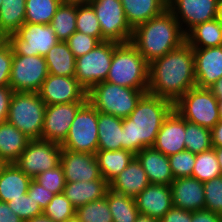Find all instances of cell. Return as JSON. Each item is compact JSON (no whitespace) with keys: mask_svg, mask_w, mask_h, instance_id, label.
Wrapping results in <instances>:
<instances>
[{"mask_svg":"<svg viewBox=\"0 0 222 222\" xmlns=\"http://www.w3.org/2000/svg\"><path fill=\"white\" fill-rule=\"evenodd\" d=\"M194 87V51L187 42L149 64L148 93L175 103Z\"/></svg>","mask_w":222,"mask_h":222,"instance_id":"obj_1","label":"cell"},{"mask_svg":"<svg viewBox=\"0 0 222 222\" xmlns=\"http://www.w3.org/2000/svg\"><path fill=\"white\" fill-rule=\"evenodd\" d=\"M174 103L168 99L145 93L132 113L123 118V142L121 149L137 154L144 148L153 147L157 134Z\"/></svg>","mask_w":222,"mask_h":222,"instance_id":"obj_2","label":"cell"},{"mask_svg":"<svg viewBox=\"0 0 222 222\" xmlns=\"http://www.w3.org/2000/svg\"><path fill=\"white\" fill-rule=\"evenodd\" d=\"M130 42L150 64L180 47L186 42V34L173 13L166 9L162 14L136 26Z\"/></svg>","mask_w":222,"mask_h":222,"instance_id":"obj_3","label":"cell"},{"mask_svg":"<svg viewBox=\"0 0 222 222\" xmlns=\"http://www.w3.org/2000/svg\"><path fill=\"white\" fill-rule=\"evenodd\" d=\"M106 81L123 87L148 90L149 63L131 43H119L113 57Z\"/></svg>","mask_w":222,"mask_h":222,"instance_id":"obj_4","label":"cell"},{"mask_svg":"<svg viewBox=\"0 0 222 222\" xmlns=\"http://www.w3.org/2000/svg\"><path fill=\"white\" fill-rule=\"evenodd\" d=\"M148 90H138L107 81L97 83L87 92L88 102L98 111L126 118Z\"/></svg>","mask_w":222,"mask_h":222,"instance_id":"obj_5","label":"cell"},{"mask_svg":"<svg viewBox=\"0 0 222 222\" xmlns=\"http://www.w3.org/2000/svg\"><path fill=\"white\" fill-rule=\"evenodd\" d=\"M46 105L36 92H14L7 121L31 140L41 139Z\"/></svg>","mask_w":222,"mask_h":222,"instance_id":"obj_6","label":"cell"},{"mask_svg":"<svg viewBox=\"0 0 222 222\" xmlns=\"http://www.w3.org/2000/svg\"><path fill=\"white\" fill-rule=\"evenodd\" d=\"M174 109L186 121L210 130L220 121L218 99L209 88L189 89L174 103Z\"/></svg>","mask_w":222,"mask_h":222,"instance_id":"obj_7","label":"cell"},{"mask_svg":"<svg viewBox=\"0 0 222 222\" xmlns=\"http://www.w3.org/2000/svg\"><path fill=\"white\" fill-rule=\"evenodd\" d=\"M98 111L87 101L77 112L62 149L96 154L98 148Z\"/></svg>","mask_w":222,"mask_h":222,"instance_id":"obj_8","label":"cell"},{"mask_svg":"<svg viewBox=\"0 0 222 222\" xmlns=\"http://www.w3.org/2000/svg\"><path fill=\"white\" fill-rule=\"evenodd\" d=\"M115 41L100 42L87 54L76 58L75 78L88 92L94 85L106 81L115 47Z\"/></svg>","mask_w":222,"mask_h":222,"instance_id":"obj_9","label":"cell"},{"mask_svg":"<svg viewBox=\"0 0 222 222\" xmlns=\"http://www.w3.org/2000/svg\"><path fill=\"white\" fill-rule=\"evenodd\" d=\"M14 55L45 56L59 40L50 24L25 22L14 34L7 37Z\"/></svg>","mask_w":222,"mask_h":222,"instance_id":"obj_10","label":"cell"},{"mask_svg":"<svg viewBox=\"0 0 222 222\" xmlns=\"http://www.w3.org/2000/svg\"><path fill=\"white\" fill-rule=\"evenodd\" d=\"M48 74L45 56L14 55L9 86L14 92L38 93Z\"/></svg>","mask_w":222,"mask_h":222,"instance_id":"obj_11","label":"cell"},{"mask_svg":"<svg viewBox=\"0 0 222 222\" xmlns=\"http://www.w3.org/2000/svg\"><path fill=\"white\" fill-rule=\"evenodd\" d=\"M62 147L59 143L41 139L30 140L15 162L32 179L60 165Z\"/></svg>","mask_w":222,"mask_h":222,"instance_id":"obj_12","label":"cell"},{"mask_svg":"<svg viewBox=\"0 0 222 222\" xmlns=\"http://www.w3.org/2000/svg\"><path fill=\"white\" fill-rule=\"evenodd\" d=\"M99 20L102 36L107 41L130 42L133 29L127 23L120 0H89Z\"/></svg>","mask_w":222,"mask_h":222,"instance_id":"obj_13","label":"cell"},{"mask_svg":"<svg viewBox=\"0 0 222 222\" xmlns=\"http://www.w3.org/2000/svg\"><path fill=\"white\" fill-rule=\"evenodd\" d=\"M38 94L45 105L87 102V91L74 76L48 74Z\"/></svg>","mask_w":222,"mask_h":222,"instance_id":"obj_14","label":"cell"},{"mask_svg":"<svg viewBox=\"0 0 222 222\" xmlns=\"http://www.w3.org/2000/svg\"><path fill=\"white\" fill-rule=\"evenodd\" d=\"M168 9L173 13L182 31L186 34L195 25L217 18L219 1L168 0Z\"/></svg>","mask_w":222,"mask_h":222,"instance_id":"obj_15","label":"cell"},{"mask_svg":"<svg viewBox=\"0 0 222 222\" xmlns=\"http://www.w3.org/2000/svg\"><path fill=\"white\" fill-rule=\"evenodd\" d=\"M86 102L46 105L41 140L61 144L68 135L78 110Z\"/></svg>","mask_w":222,"mask_h":222,"instance_id":"obj_16","label":"cell"},{"mask_svg":"<svg viewBox=\"0 0 222 222\" xmlns=\"http://www.w3.org/2000/svg\"><path fill=\"white\" fill-rule=\"evenodd\" d=\"M60 165L66 182H88L102 178L95 154L62 149Z\"/></svg>","mask_w":222,"mask_h":222,"instance_id":"obj_17","label":"cell"},{"mask_svg":"<svg viewBox=\"0 0 222 222\" xmlns=\"http://www.w3.org/2000/svg\"><path fill=\"white\" fill-rule=\"evenodd\" d=\"M193 51L196 87L210 88L222 78V46Z\"/></svg>","mask_w":222,"mask_h":222,"instance_id":"obj_18","label":"cell"},{"mask_svg":"<svg viewBox=\"0 0 222 222\" xmlns=\"http://www.w3.org/2000/svg\"><path fill=\"white\" fill-rule=\"evenodd\" d=\"M140 214L160 220L172 207L170 185L149 184L135 197Z\"/></svg>","mask_w":222,"mask_h":222,"instance_id":"obj_19","label":"cell"},{"mask_svg":"<svg viewBox=\"0 0 222 222\" xmlns=\"http://www.w3.org/2000/svg\"><path fill=\"white\" fill-rule=\"evenodd\" d=\"M185 119L173 109L164 120L153 147L166 156L186 150Z\"/></svg>","mask_w":222,"mask_h":222,"instance_id":"obj_20","label":"cell"},{"mask_svg":"<svg viewBox=\"0 0 222 222\" xmlns=\"http://www.w3.org/2000/svg\"><path fill=\"white\" fill-rule=\"evenodd\" d=\"M174 207L189 211L204 209V184L194 177L177 178L170 184Z\"/></svg>","mask_w":222,"mask_h":222,"instance_id":"obj_21","label":"cell"},{"mask_svg":"<svg viewBox=\"0 0 222 222\" xmlns=\"http://www.w3.org/2000/svg\"><path fill=\"white\" fill-rule=\"evenodd\" d=\"M135 157L146 172L150 184L170 185L174 180L168 156L154 147L142 149Z\"/></svg>","mask_w":222,"mask_h":222,"instance_id":"obj_22","label":"cell"},{"mask_svg":"<svg viewBox=\"0 0 222 222\" xmlns=\"http://www.w3.org/2000/svg\"><path fill=\"white\" fill-rule=\"evenodd\" d=\"M150 184L147 174L136 157L110 183L114 192L135 198Z\"/></svg>","mask_w":222,"mask_h":222,"instance_id":"obj_23","label":"cell"},{"mask_svg":"<svg viewBox=\"0 0 222 222\" xmlns=\"http://www.w3.org/2000/svg\"><path fill=\"white\" fill-rule=\"evenodd\" d=\"M108 189L109 183L102 177L101 179L88 182H66L63 194L75 208H78L103 198Z\"/></svg>","mask_w":222,"mask_h":222,"instance_id":"obj_24","label":"cell"},{"mask_svg":"<svg viewBox=\"0 0 222 222\" xmlns=\"http://www.w3.org/2000/svg\"><path fill=\"white\" fill-rule=\"evenodd\" d=\"M31 180L15 163L4 164L0 170V201L7 203L22 197L27 193Z\"/></svg>","mask_w":222,"mask_h":222,"instance_id":"obj_25","label":"cell"},{"mask_svg":"<svg viewBox=\"0 0 222 222\" xmlns=\"http://www.w3.org/2000/svg\"><path fill=\"white\" fill-rule=\"evenodd\" d=\"M127 23L132 29L162 14L168 9V0H120Z\"/></svg>","mask_w":222,"mask_h":222,"instance_id":"obj_26","label":"cell"},{"mask_svg":"<svg viewBox=\"0 0 222 222\" xmlns=\"http://www.w3.org/2000/svg\"><path fill=\"white\" fill-rule=\"evenodd\" d=\"M31 139L8 121L0 124V158L15 163Z\"/></svg>","mask_w":222,"mask_h":222,"instance_id":"obj_27","label":"cell"},{"mask_svg":"<svg viewBox=\"0 0 222 222\" xmlns=\"http://www.w3.org/2000/svg\"><path fill=\"white\" fill-rule=\"evenodd\" d=\"M97 150H121L123 118L98 112Z\"/></svg>","mask_w":222,"mask_h":222,"instance_id":"obj_28","label":"cell"},{"mask_svg":"<svg viewBox=\"0 0 222 222\" xmlns=\"http://www.w3.org/2000/svg\"><path fill=\"white\" fill-rule=\"evenodd\" d=\"M186 42L192 48L222 46V24L218 18L199 23L186 33Z\"/></svg>","mask_w":222,"mask_h":222,"instance_id":"obj_29","label":"cell"},{"mask_svg":"<svg viewBox=\"0 0 222 222\" xmlns=\"http://www.w3.org/2000/svg\"><path fill=\"white\" fill-rule=\"evenodd\" d=\"M96 158L102 177L110 183L132 161L135 154L128 150H97Z\"/></svg>","mask_w":222,"mask_h":222,"instance_id":"obj_30","label":"cell"},{"mask_svg":"<svg viewBox=\"0 0 222 222\" xmlns=\"http://www.w3.org/2000/svg\"><path fill=\"white\" fill-rule=\"evenodd\" d=\"M49 74L75 76L76 58L66 42L59 41L45 55Z\"/></svg>","mask_w":222,"mask_h":222,"instance_id":"obj_31","label":"cell"},{"mask_svg":"<svg viewBox=\"0 0 222 222\" xmlns=\"http://www.w3.org/2000/svg\"><path fill=\"white\" fill-rule=\"evenodd\" d=\"M113 222H135L139 211L135 198L114 192L110 188L105 195Z\"/></svg>","mask_w":222,"mask_h":222,"instance_id":"obj_32","label":"cell"},{"mask_svg":"<svg viewBox=\"0 0 222 222\" xmlns=\"http://www.w3.org/2000/svg\"><path fill=\"white\" fill-rule=\"evenodd\" d=\"M26 0H2L0 6V29L8 37L25 23Z\"/></svg>","mask_w":222,"mask_h":222,"instance_id":"obj_33","label":"cell"},{"mask_svg":"<svg viewBox=\"0 0 222 222\" xmlns=\"http://www.w3.org/2000/svg\"><path fill=\"white\" fill-rule=\"evenodd\" d=\"M76 16L77 6L60 4L50 22L59 41L65 42L76 31Z\"/></svg>","mask_w":222,"mask_h":222,"instance_id":"obj_34","label":"cell"},{"mask_svg":"<svg viewBox=\"0 0 222 222\" xmlns=\"http://www.w3.org/2000/svg\"><path fill=\"white\" fill-rule=\"evenodd\" d=\"M60 4L59 0H26L25 22L50 24Z\"/></svg>","mask_w":222,"mask_h":222,"instance_id":"obj_35","label":"cell"},{"mask_svg":"<svg viewBox=\"0 0 222 222\" xmlns=\"http://www.w3.org/2000/svg\"><path fill=\"white\" fill-rule=\"evenodd\" d=\"M219 176H222V172L215 155L214 147L196 154L192 177L198 179L202 183H205Z\"/></svg>","mask_w":222,"mask_h":222,"instance_id":"obj_36","label":"cell"},{"mask_svg":"<svg viewBox=\"0 0 222 222\" xmlns=\"http://www.w3.org/2000/svg\"><path fill=\"white\" fill-rule=\"evenodd\" d=\"M184 136L186 150H189L193 154H199L213 147L211 130L199 126L198 124H194L185 120Z\"/></svg>","mask_w":222,"mask_h":222,"instance_id":"obj_37","label":"cell"},{"mask_svg":"<svg viewBox=\"0 0 222 222\" xmlns=\"http://www.w3.org/2000/svg\"><path fill=\"white\" fill-rule=\"evenodd\" d=\"M76 31L95 37L100 42L107 41L102 36L99 20L89 3L77 6Z\"/></svg>","mask_w":222,"mask_h":222,"instance_id":"obj_38","label":"cell"},{"mask_svg":"<svg viewBox=\"0 0 222 222\" xmlns=\"http://www.w3.org/2000/svg\"><path fill=\"white\" fill-rule=\"evenodd\" d=\"M75 215L80 222H113L106 196L76 208Z\"/></svg>","mask_w":222,"mask_h":222,"instance_id":"obj_39","label":"cell"},{"mask_svg":"<svg viewBox=\"0 0 222 222\" xmlns=\"http://www.w3.org/2000/svg\"><path fill=\"white\" fill-rule=\"evenodd\" d=\"M76 208L63 193L55 194L50 203L43 209V215L54 222H63L75 215Z\"/></svg>","mask_w":222,"mask_h":222,"instance_id":"obj_40","label":"cell"},{"mask_svg":"<svg viewBox=\"0 0 222 222\" xmlns=\"http://www.w3.org/2000/svg\"><path fill=\"white\" fill-rule=\"evenodd\" d=\"M168 158L174 179L192 176L196 154H193L189 150H183L182 152L168 156Z\"/></svg>","mask_w":222,"mask_h":222,"instance_id":"obj_41","label":"cell"},{"mask_svg":"<svg viewBox=\"0 0 222 222\" xmlns=\"http://www.w3.org/2000/svg\"><path fill=\"white\" fill-rule=\"evenodd\" d=\"M7 204L24 222L43 214L40 205L27 193L23 194L22 197L10 200Z\"/></svg>","mask_w":222,"mask_h":222,"instance_id":"obj_42","label":"cell"},{"mask_svg":"<svg viewBox=\"0 0 222 222\" xmlns=\"http://www.w3.org/2000/svg\"><path fill=\"white\" fill-rule=\"evenodd\" d=\"M204 184V209L222 216V176L213 178Z\"/></svg>","mask_w":222,"mask_h":222,"instance_id":"obj_43","label":"cell"},{"mask_svg":"<svg viewBox=\"0 0 222 222\" xmlns=\"http://www.w3.org/2000/svg\"><path fill=\"white\" fill-rule=\"evenodd\" d=\"M33 179L42 185L45 189L53 192L54 194L63 193V189L66 183L65 175L61 165L48 169L47 171L38 174Z\"/></svg>","mask_w":222,"mask_h":222,"instance_id":"obj_44","label":"cell"},{"mask_svg":"<svg viewBox=\"0 0 222 222\" xmlns=\"http://www.w3.org/2000/svg\"><path fill=\"white\" fill-rule=\"evenodd\" d=\"M65 42L75 58H79L87 54L100 43L97 38L79 31H75Z\"/></svg>","mask_w":222,"mask_h":222,"instance_id":"obj_45","label":"cell"},{"mask_svg":"<svg viewBox=\"0 0 222 222\" xmlns=\"http://www.w3.org/2000/svg\"><path fill=\"white\" fill-rule=\"evenodd\" d=\"M13 57L12 47L6 42L0 47V87L9 86Z\"/></svg>","mask_w":222,"mask_h":222,"instance_id":"obj_46","label":"cell"},{"mask_svg":"<svg viewBox=\"0 0 222 222\" xmlns=\"http://www.w3.org/2000/svg\"><path fill=\"white\" fill-rule=\"evenodd\" d=\"M27 194L31 196L33 200L40 205L42 210L50 203V201L55 196L53 192L45 189L34 179H32L30 182Z\"/></svg>","mask_w":222,"mask_h":222,"instance_id":"obj_47","label":"cell"},{"mask_svg":"<svg viewBox=\"0 0 222 222\" xmlns=\"http://www.w3.org/2000/svg\"><path fill=\"white\" fill-rule=\"evenodd\" d=\"M13 93L14 91L10 86L0 87V124L7 121Z\"/></svg>","mask_w":222,"mask_h":222,"instance_id":"obj_48","label":"cell"},{"mask_svg":"<svg viewBox=\"0 0 222 222\" xmlns=\"http://www.w3.org/2000/svg\"><path fill=\"white\" fill-rule=\"evenodd\" d=\"M159 221L160 222H191V211L173 206Z\"/></svg>","mask_w":222,"mask_h":222,"instance_id":"obj_49","label":"cell"},{"mask_svg":"<svg viewBox=\"0 0 222 222\" xmlns=\"http://www.w3.org/2000/svg\"><path fill=\"white\" fill-rule=\"evenodd\" d=\"M191 222H222V216L206 209L191 211Z\"/></svg>","mask_w":222,"mask_h":222,"instance_id":"obj_50","label":"cell"},{"mask_svg":"<svg viewBox=\"0 0 222 222\" xmlns=\"http://www.w3.org/2000/svg\"><path fill=\"white\" fill-rule=\"evenodd\" d=\"M0 222H24L6 202L0 201Z\"/></svg>","mask_w":222,"mask_h":222,"instance_id":"obj_51","label":"cell"},{"mask_svg":"<svg viewBox=\"0 0 222 222\" xmlns=\"http://www.w3.org/2000/svg\"><path fill=\"white\" fill-rule=\"evenodd\" d=\"M213 147H222V120L211 129Z\"/></svg>","mask_w":222,"mask_h":222,"instance_id":"obj_52","label":"cell"},{"mask_svg":"<svg viewBox=\"0 0 222 222\" xmlns=\"http://www.w3.org/2000/svg\"><path fill=\"white\" fill-rule=\"evenodd\" d=\"M209 89L217 98H222V78Z\"/></svg>","mask_w":222,"mask_h":222,"instance_id":"obj_53","label":"cell"},{"mask_svg":"<svg viewBox=\"0 0 222 222\" xmlns=\"http://www.w3.org/2000/svg\"><path fill=\"white\" fill-rule=\"evenodd\" d=\"M62 5L80 6L89 3V0H59Z\"/></svg>","mask_w":222,"mask_h":222,"instance_id":"obj_54","label":"cell"},{"mask_svg":"<svg viewBox=\"0 0 222 222\" xmlns=\"http://www.w3.org/2000/svg\"><path fill=\"white\" fill-rule=\"evenodd\" d=\"M135 222H160V221L150 216L139 213Z\"/></svg>","mask_w":222,"mask_h":222,"instance_id":"obj_55","label":"cell"},{"mask_svg":"<svg viewBox=\"0 0 222 222\" xmlns=\"http://www.w3.org/2000/svg\"><path fill=\"white\" fill-rule=\"evenodd\" d=\"M25 222H54V221H52L49 217L42 214L40 216L33 217Z\"/></svg>","mask_w":222,"mask_h":222,"instance_id":"obj_56","label":"cell"},{"mask_svg":"<svg viewBox=\"0 0 222 222\" xmlns=\"http://www.w3.org/2000/svg\"><path fill=\"white\" fill-rule=\"evenodd\" d=\"M214 149H215L216 158L218 160L222 172V147H214Z\"/></svg>","mask_w":222,"mask_h":222,"instance_id":"obj_57","label":"cell"},{"mask_svg":"<svg viewBox=\"0 0 222 222\" xmlns=\"http://www.w3.org/2000/svg\"><path fill=\"white\" fill-rule=\"evenodd\" d=\"M7 42V36L0 29V47Z\"/></svg>","mask_w":222,"mask_h":222,"instance_id":"obj_58","label":"cell"},{"mask_svg":"<svg viewBox=\"0 0 222 222\" xmlns=\"http://www.w3.org/2000/svg\"><path fill=\"white\" fill-rule=\"evenodd\" d=\"M218 99V112H219V117L220 120H222V98H217Z\"/></svg>","mask_w":222,"mask_h":222,"instance_id":"obj_59","label":"cell"},{"mask_svg":"<svg viewBox=\"0 0 222 222\" xmlns=\"http://www.w3.org/2000/svg\"><path fill=\"white\" fill-rule=\"evenodd\" d=\"M219 22L222 24V3H219L218 16Z\"/></svg>","mask_w":222,"mask_h":222,"instance_id":"obj_60","label":"cell"},{"mask_svg":"<svg viewBox=\"0 0 222 222\" xmlns=\"http://www.w3.org/2000/svg\"><path fill=\"white\" fill-rule=\"evenodd\" d=\"M63 222H80V220L78 219V217L76 215L66 219L65 221Z\"/></svg>","mask_w":222,"mask_h":222,"instance_id":"obj_61","label":"cell"},{"mask_svg":"<svg viewBox=\"0 0 222 222\" xmlns=\"http://www.w3.org/2000/svg\"><path fill=\"white\" fill-rule=\"evenodd\" d=\"M5 163L2 161V159L0 158V170L2 168V166L4 165Z\"/></svg>","mask_w":222,"mask_h":222,"instance_id":"obj_62","label":"cell"}]
</instances>
